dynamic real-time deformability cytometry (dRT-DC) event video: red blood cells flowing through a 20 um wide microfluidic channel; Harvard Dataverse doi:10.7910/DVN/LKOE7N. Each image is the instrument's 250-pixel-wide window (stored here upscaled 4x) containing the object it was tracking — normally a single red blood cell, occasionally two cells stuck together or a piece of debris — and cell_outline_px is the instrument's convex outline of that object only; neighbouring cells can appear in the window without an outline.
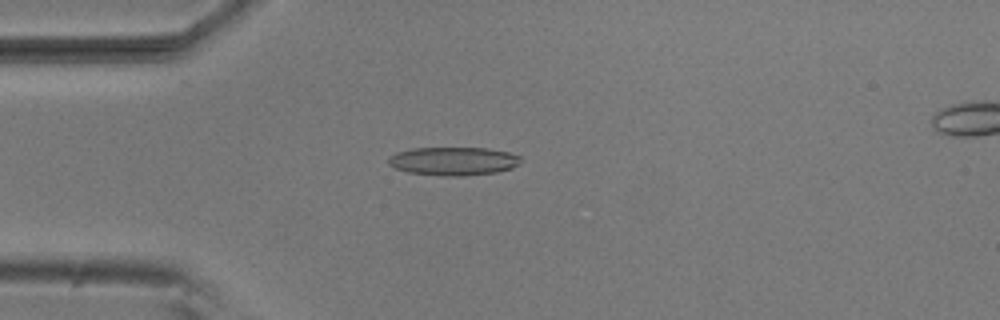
{"species": "common noctule bat (a hibernating species)", "species_latin": "Nyctalus noctula", "temperature_condition": "room temperature", "stored_images_in_passage": 4, "camera_frame_rate_fps": 3000, "um_per_image_px": 0.085, "animal": {"sex": "male", "body_mass_g": 20.5, "forearm_length_mm": 52.5}, "frame": {"image": 1, "passage_image": 3, "time_ms": 0.667, "image_size_px": [1000, 320], "cell_outline_px": [[520, 164], [512, 168], [496, 172], [464, 176], [444, 176], [408, 172], [396, 168], [388, 164], [388, 156], [396, 152], [412, 148], [488, 148], [508, 152], [520, 156]], "centroid_in_image_um": [38.53, 13.69], "position_along_channel_um": 46.5, "area_um2": 21.96}}